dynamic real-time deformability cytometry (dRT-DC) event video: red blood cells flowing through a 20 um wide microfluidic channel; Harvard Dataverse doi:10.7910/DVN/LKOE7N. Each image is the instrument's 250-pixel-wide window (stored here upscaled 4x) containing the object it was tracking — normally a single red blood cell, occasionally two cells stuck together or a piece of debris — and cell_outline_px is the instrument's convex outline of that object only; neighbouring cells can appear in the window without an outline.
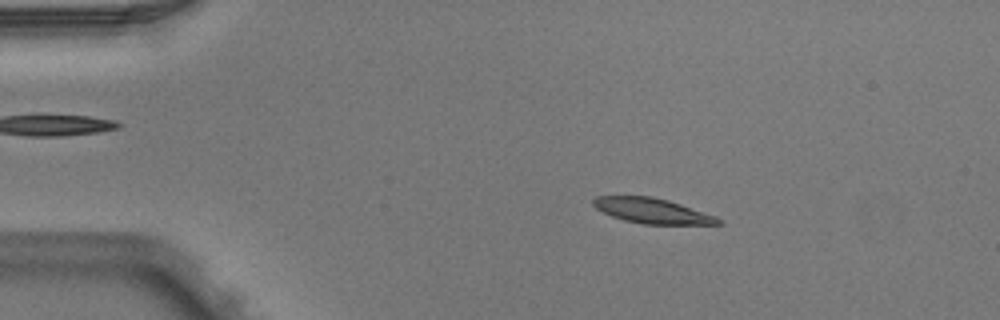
{"species": "Egyptian fruit bat (a non-hibernating species)", "species_latin": "Rousettus aegyptiacus", "temperature_condition": "warm", "stored_images_in_passage": 3, "camera_frame_rate_fps": 3000, "um_per_image_px": 0.085, "animal": {"sex": "male"}, "frame": {"image": 1, "passage_image": 1, "time_ms": 0.0, "image_size_px": [1000, 320], "cell_outline_px": [[724, 224], [640, 224], [624, 220], [612, 216], [596, 208], [592, 204], [592, 200], [596, 196], [652, 196], [668, 200], [716, 216]], "centroid_in_image_um": [55.42, 17.91], "position_along_channel_um": 29.6, "area_um2": 18.21}}
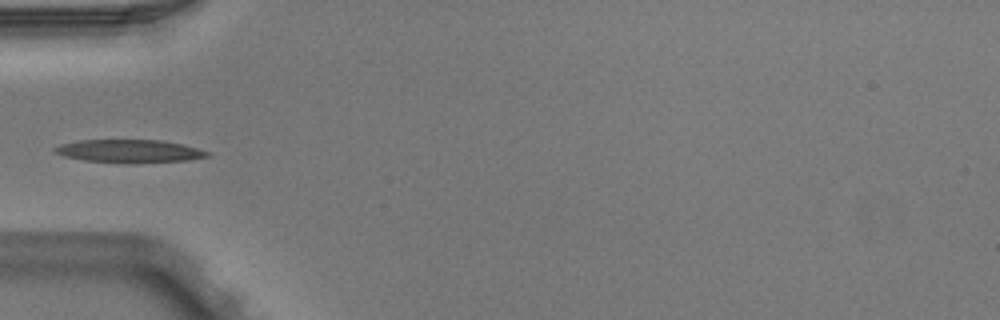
{"frame": {"image": 2, "passage_image": 3, "time_ms": 0.667, "image_size_px": [1000, 320], "cell_outline_px": [[212, 156], [188, 160], [136, 164], [84, 160], [64, 156], [52, 152], [52, 148], [60, 144], [80, 140], [160, 140], [184, 144], [212, 152]], "centroid_in_image_um": [11.05, 12.85], "position_along_channel_um": 74.0, "area_um2": 20.87}}